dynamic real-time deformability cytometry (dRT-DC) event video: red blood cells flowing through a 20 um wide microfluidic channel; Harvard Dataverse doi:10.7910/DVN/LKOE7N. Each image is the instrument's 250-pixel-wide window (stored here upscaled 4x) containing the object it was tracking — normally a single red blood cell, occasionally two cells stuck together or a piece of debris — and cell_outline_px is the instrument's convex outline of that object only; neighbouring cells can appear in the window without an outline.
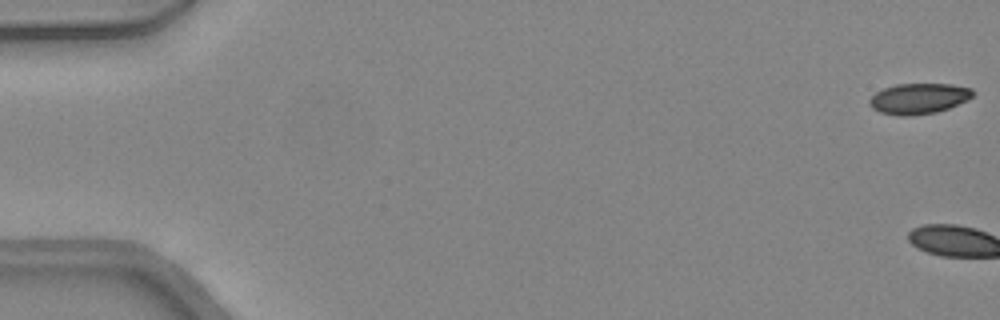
{"species": "common noctule bat (a hibernating species)", "species_latin": "Nyctalus noctula", "temperature_condition": "warm", "stored_images_in_passage": 3, "camera_frame_rate_fps": 3000, "um_per_image_px": 0.085, "animal": {"sex": "female", "body_mass_g": 24.6, "forearm_length_mm": 56.2}, "frame": {"image": 1, "passage_image": 1, "time_ms": 0.0, "image_size_px": [1000, 320], "cell_outline_px": [[972, 96], [968, 100], [948, 108], [936, 112], [912, 116], [900, 116], [880, 112], [872, 108], [868, 104], [868, 100], [876, 92], [884, 88], [896, 84], [952, 84], [972, 88]], "centroid_in_image_um": [78.07, 8.38], "position_along_channel_um": 6.9, "area_um2": 18.5}}